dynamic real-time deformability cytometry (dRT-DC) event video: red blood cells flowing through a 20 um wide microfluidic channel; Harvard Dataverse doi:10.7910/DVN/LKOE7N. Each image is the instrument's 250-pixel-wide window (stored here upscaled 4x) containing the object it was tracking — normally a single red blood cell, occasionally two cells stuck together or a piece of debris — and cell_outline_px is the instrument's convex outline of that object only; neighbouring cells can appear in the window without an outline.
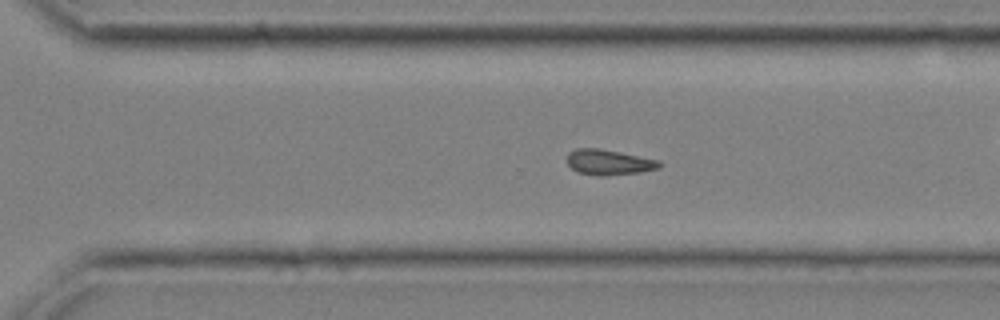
{"species": "common noctule bat (a hibernating species)", "species_latin": "Nyctalus noctula", "temperature_condition": "cold", "stored_images_in_passage": 36, "camera_frame_rate_fps": 3000, "um_per_image_px": 0.085, "animal": {"sex": "male", "body_mass_g": 20.4}, "frame": {"image": 1, "passage_image": 26, "time_ms": 8.333, "image_size_px": [1000, 320], "cell_outline_px": [[664, 164], [660, 168], [640, 172], [604, 176], [600, 176], [576, 172], [568, 164], [568, 152], [576, 148], [600, 148], [660, 160]], "centroid_in_image_um": [51.78, 13.79], "position_along_channel_um": 318.8, "area_um2": 13.81}}